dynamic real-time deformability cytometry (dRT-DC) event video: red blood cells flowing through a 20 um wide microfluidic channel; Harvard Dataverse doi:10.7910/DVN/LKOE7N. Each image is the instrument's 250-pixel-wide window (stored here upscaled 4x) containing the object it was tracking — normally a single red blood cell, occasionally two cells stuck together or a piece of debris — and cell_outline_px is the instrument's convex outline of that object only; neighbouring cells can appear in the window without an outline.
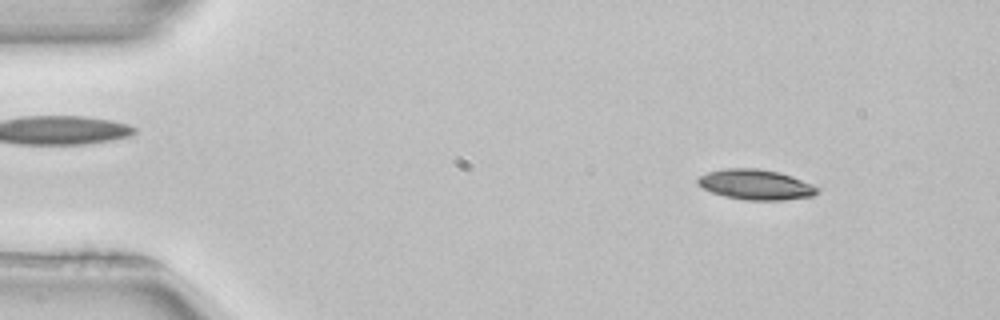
{"species": "common noctule bat (a hibernating species)", "species_latin": "Nyctalus noctula", "temperature_condition": "room temperature", "stored_images_in_passage": 45, "camera_frame_rate_fps": 3000, "um_per_image_px": 0.085, "animal": {"sex": "female", "body_mass_g": 22.7, "forearm_length_mm": 54.2}, "frame": {"image": 1, "passage_image": 6, "time_ms": 1.667, "image_size_px": [1000, 320], "cell_outline_px": [[820, 192], [812, 196], [784, 200], [744, 200], [724, 196], [712, 192], [696, 184], [696, 180], [700, 176], [708, 172], [724, 168], [756, 168], [780, 172], [792, 176], [812, 184], [820, 188]], "centroid_in_image_um": [64.25, 15.69], "position_along_channel_um": 20.8, "area_um2": 21.21}}
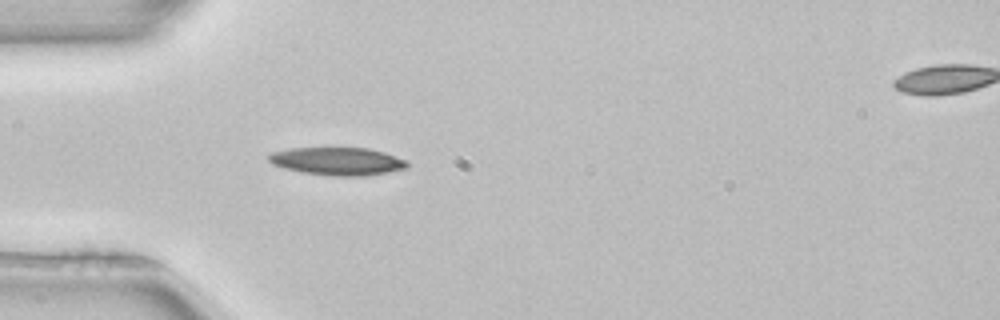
{"frame": {"image": 2, "passage_image": 15, "time_ms": 4.667, "image_size_px": [1000, 320], "cell_outline_px": [[408, 168], [388, 172], [364, 176], [332, 176], [300, 172], [284, 168], [272, 164], [268, 160], [268, 156], [272, 152], [288, 148], [368, 148], [384, 152], [404, 160], [408, 164]], "centroid_in_image_um": [28.65, 13.71], "position_along_channel_um": 56.3, "area_um2": 22.48}}
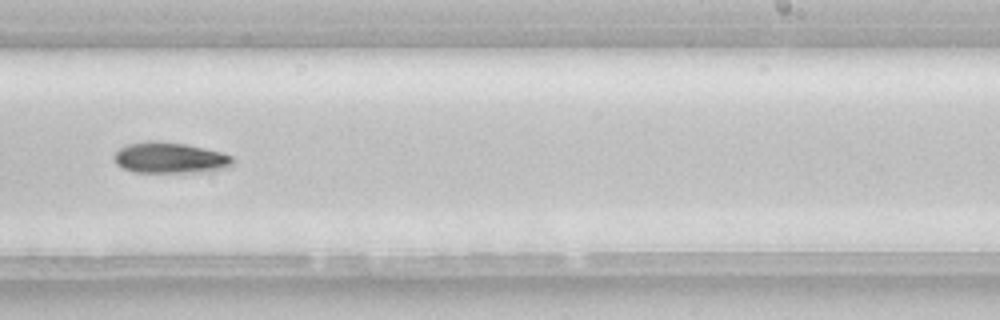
{"frame": {"image": 3, "passage_image": 32, "time_ms": 10.333, "image_size_px": [1000, 320], "cell_outline_px": [[236, 160], [232, 164], [224, 168], [208, 172], [136, 172], [124, 168], [116, 164], [112, 156], [120, 148], [128, 144], [148, 140], [160, 140], [188, 144], [220, 152], [232, 156]], "centroid_in_image_um": [14.45, 13.4], "position_along_channel_um": 274.5, "area_um2": 21.62}, "authors_computed_cell_mechanics": {"area_um2": 21.2126, "velocity_mm_per_s": 3.9671, "shape_relaxation_time_tau1_ms": 3.3311, "shape_relaxation_time_tau2_ms": null, "deformation_change_tau1": 0.0927, "deformation_change_tau2": null}}